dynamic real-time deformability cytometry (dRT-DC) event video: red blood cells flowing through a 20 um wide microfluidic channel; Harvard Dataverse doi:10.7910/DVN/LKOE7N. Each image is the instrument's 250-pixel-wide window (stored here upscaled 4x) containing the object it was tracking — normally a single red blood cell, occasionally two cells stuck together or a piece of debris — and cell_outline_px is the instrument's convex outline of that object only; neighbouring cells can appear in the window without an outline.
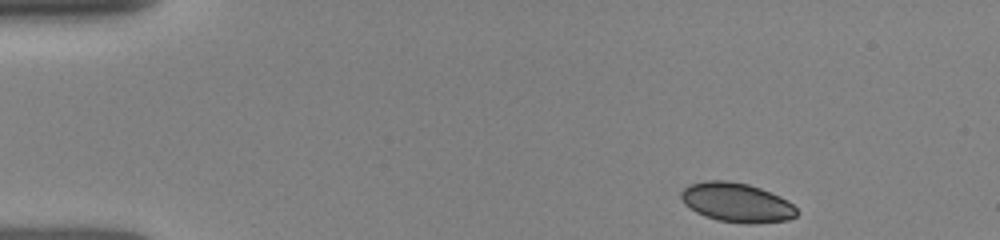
{"species": "human", "species_latin": "Homo sapiens", "temperature_condition": "room temperature", "stored_images_in_passage": 36, "camera_frame_rate_fps": 3000, "um_per_image_px": 0.085, "donor": {"sex": "female"}, "frame": {"image": 1, "passage_image": 1, "time_ms": 0.0, "image_size_px": [1000, 240], "cell_outline_px": [[796, 216], [788, 220], [752, 224], [748, 224], [716, 220], [704, 216], [696, 212], [684, 204], [680, 196], [680, 192], [688, 184], [704, 180], [728, 180], [748, 184], [760, 188], [780, 196], [792, 204], [796, 208]], "centroid_in_image_um": [62.58, 17.2], "position_along_channel_um": 22.4, "area_um2": 26.65}}
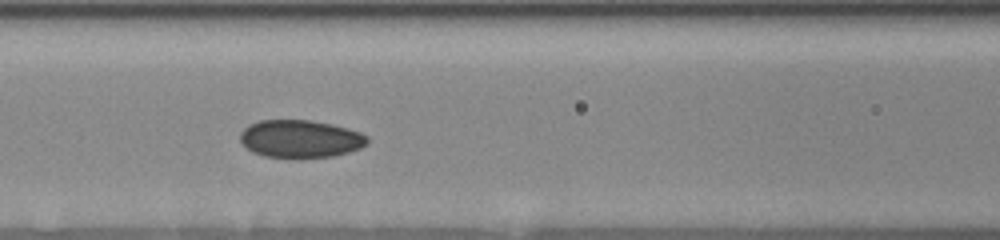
{"frame": {"image": 2, "passage_image": 15, "time_ms": 5.0, "image_size_px": [1000, 240], "cell_outline_px": [[368, 144], [360, 148], [348, 152], [332, 156], [296, 160], [264, 156], [252, 152], [240, 140], [240, 132], [248, 124], [260, 120], [308, 120], [332, 124], [348, 128], [360, 132], [368, 136]], "centroid_in_image_um": [25.53, 11.82], "position_along_channel_um": 141.1, "area_um2": 28.55}}
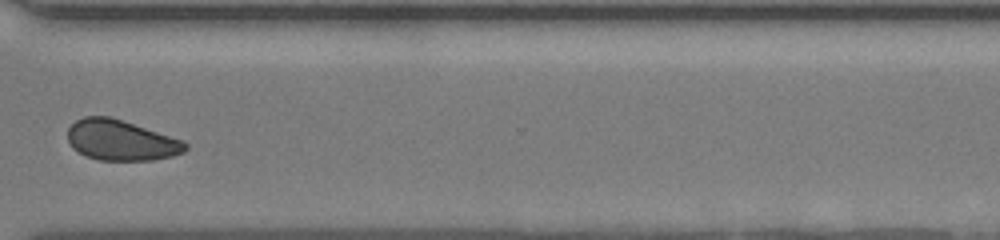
{"frame": {"image": 3, "passage_image": 30, "time_ms": 10.333, "image_size_px": [1000, 240], "cell_outline_px": [[188, 148], [184, 152], [172, 156], [152, 160], [100, 160], [88, 156], [72, 148], [68, 140], [68, 128], [76, 120], [84, 116], [108, 116], [184, 140], [188, 144]], "centroid_in_image_um": [10.3, 11.92], "position_along_channel_um": 360.3, "area_um2": 27.57}}